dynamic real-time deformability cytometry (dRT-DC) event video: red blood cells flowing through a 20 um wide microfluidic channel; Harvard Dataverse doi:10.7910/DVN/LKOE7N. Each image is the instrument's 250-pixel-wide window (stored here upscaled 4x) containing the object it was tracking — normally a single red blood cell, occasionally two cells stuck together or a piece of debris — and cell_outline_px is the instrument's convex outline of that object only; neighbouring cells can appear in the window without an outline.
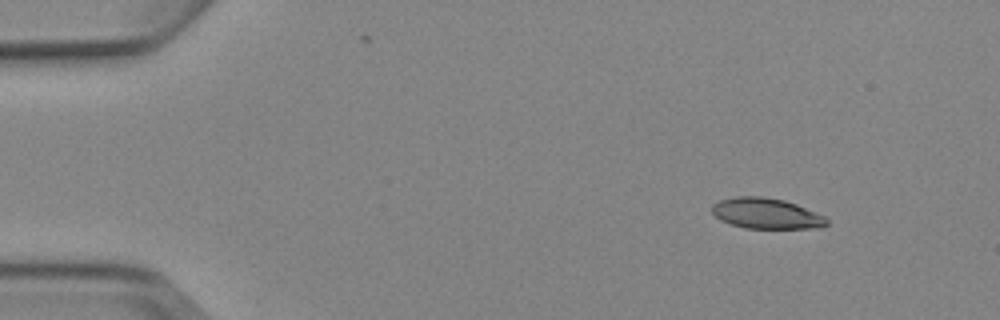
{"species": "Egyptian fruit bat (a non-hibernating species)", "species_latin": "Rousettus aegyptiacus", "temperature_condition": "cold", "stored_images_in_passage": 4, "camera_frame_rate_fps": 3000, "um_per_image_px": 0.085, "animal": {"sex": "female"}, "frame": {"image": 1, "passage_image": 1, "time_ms": 0.0, "image_size_px": [1000, 320], "cell_outline_px": [[828, 224], [824, 228], [744, 228], [720, 220], [712, 212], [712, 204], [720, 200], [736, 196], [764, 196], [784, 200], [796, 204], [824, 216], [828, 220]], "centroid_in_image_um": [65.14, 18.14], "position_along_channel_um": 19.9, "area_um2": 20.52}}
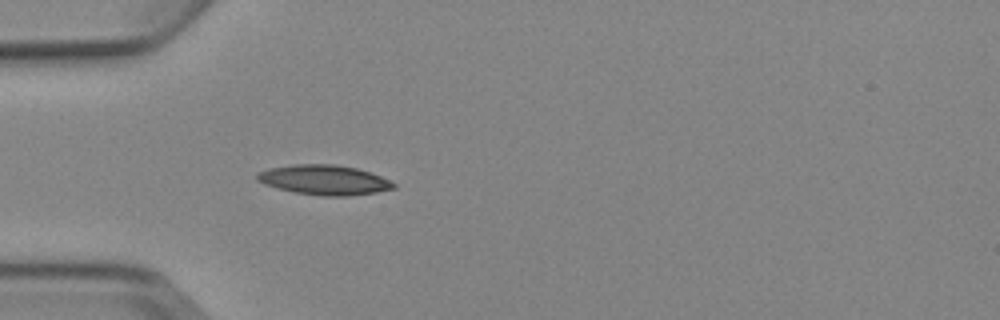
{"frame": {"image": 2, "passage_image": 4, "time_ms": 3.333, "image_size_px": [1000, 320], "cell_outline_px": [[396, 188], [376, 192], [348, 196], [324, 196], [296, 192], [276, 188], [264, 184], [256, 180], [256, 176], [260, 172], [272, 168], [296, 164], [336, 164], [356, 168], [380, 176], [396, 184]], "centroid_in_image_um": [27.57, 15.3], "position_along_channel_um": 57.4, "area_um2": 23.47}}